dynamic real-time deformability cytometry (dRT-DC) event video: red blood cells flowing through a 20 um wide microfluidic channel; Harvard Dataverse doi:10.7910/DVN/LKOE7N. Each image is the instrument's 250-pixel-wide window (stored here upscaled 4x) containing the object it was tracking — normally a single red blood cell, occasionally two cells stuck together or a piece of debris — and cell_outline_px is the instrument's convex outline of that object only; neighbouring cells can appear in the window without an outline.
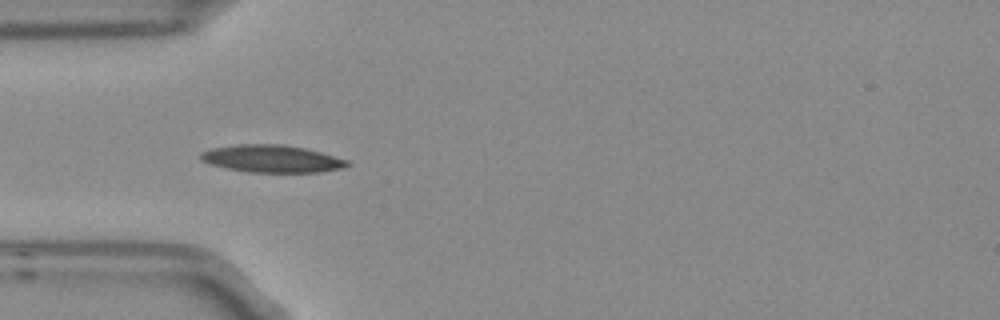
{"species": "Egyptian fruit bat (a non-hibernating species)", "species_latin": "Rousettus aegyptiacus", "temperature_condition": "room temperature", "stored_images_in_passage": 4, "camera_frame_rate_fps": 3000, "um_per_image_px": 0.085, "frame": {"image": 1, "passage_image": 4, "time_ms": 1.0, "image_size_px": [1000, 320], "cell_outline_px": [[352, 164], [340, 168], [320, 172], [248, 172], [228, 168], [212, 164], [200, 160], [200, 152], [212, 148], [240, 144], [280, 144], [304, 148], [320, 152], [348, 160]], "centroid_in_image_um": [23.1, 13.49], "position_along_channel_um": 61.9, "area_um2": 23.18}}